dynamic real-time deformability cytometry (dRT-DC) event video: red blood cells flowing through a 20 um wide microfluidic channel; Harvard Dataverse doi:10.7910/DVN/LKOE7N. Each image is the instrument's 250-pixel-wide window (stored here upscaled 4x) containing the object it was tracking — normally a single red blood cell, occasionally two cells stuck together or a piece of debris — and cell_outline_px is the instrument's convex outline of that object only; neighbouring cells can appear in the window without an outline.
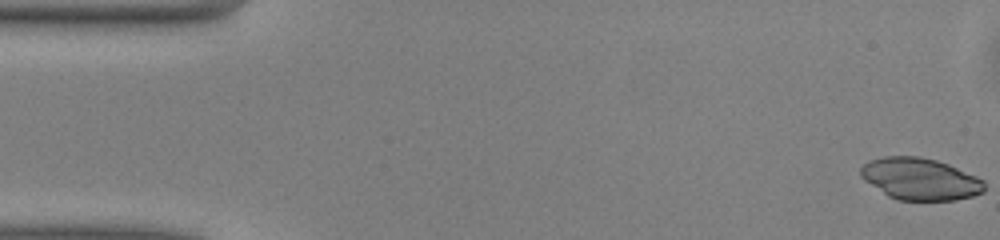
{"species": "common noctule bat (a hibernating species)", "species_latin": "Nyctalus noctula", "temperature_condition": "warm", "stored_images_in_passage": 50, "camera_frame_rate_fps": 3000, "um_per_image_px": 0.085, "animal": {"sex": "male", "body_mass_g": 13.0, "forearm_length_mm": 53.1}, "frame": {"image": 1, "passage_image": 1, "time_ms": 0.0, "image_size_px": [1000, 240], "cell_outline_px": [[984, 192], [972, 196], [956, 200], [896, 200], [888, 196], [864, 180], [860, 176], [860, 168], [864, 164], [872, 160], [884, 156], [920, 156], [936, 160], [948, 164], [976, 176], [984, 180]], "centroid_in_image_um": [78.21, 15.21], "position_along_channel_um": 6.8, "area_um2": 30.17}}